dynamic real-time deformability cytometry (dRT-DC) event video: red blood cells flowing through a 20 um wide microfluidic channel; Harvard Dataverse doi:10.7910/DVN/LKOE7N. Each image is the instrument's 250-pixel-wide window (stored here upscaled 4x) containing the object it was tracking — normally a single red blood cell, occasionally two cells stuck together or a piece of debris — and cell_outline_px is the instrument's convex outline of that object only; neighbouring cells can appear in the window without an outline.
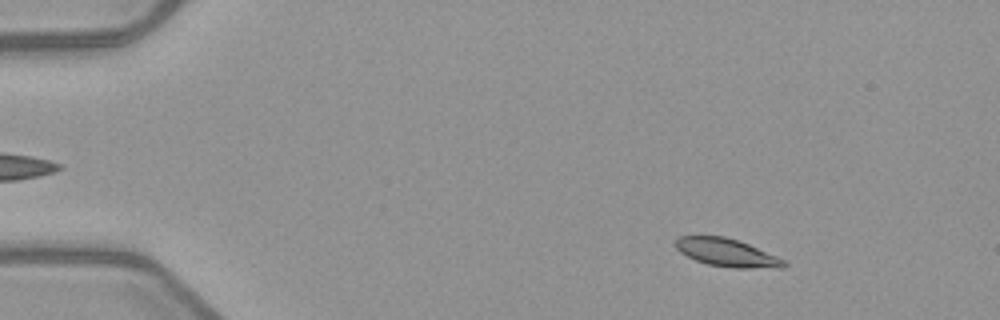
{"species": "common noctule bat (a hibernating species)", "species_latin": "Nyctalus noctula", "temperature_condition": "warm", "stored_images_in_passage": 52, "camera_frame_rate_fps": 3000, "um_per_image_px": 0.085, "animal": {"sex": "female", "body_mass_g": 21.9}, "frame": {"image": 1, "passage_image": 7, "time_ms": 2.0, "image_size_px": [1000, 320], "cell_outline_px": [[788, 264], [784, 268], [732, 268], [708, 264], [696, 260], [680, 252], [676, 248], [676, 240], [680, 236], [724, 236], [748, 244], [776, 256], [784, 260]], "centroid_in_image_um": [61.8, 21.48], "position_along_channel_um": 23.2, "area_um2": 17.46}}
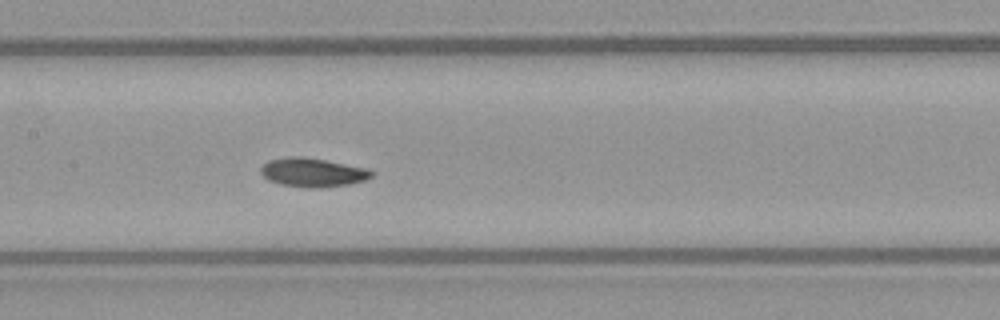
{"frame": {"image": 2, "passage_image": 26, "time_ms": 8.333, "image_size_px": [1000, 320], "cell_outline_px": [[376, 172], [372, 176], [364, 180], [348, 184], [320, 188], [308, 188], [280, 184], [268, 180], [260, 172], [260, 168], [268, 160], [292, 156], [304, 156], [368, 168]], "centroid_in_image_um": [26.59, 14.65], "position_along_channel_um": 180.8, "area_um2": 18.73}}
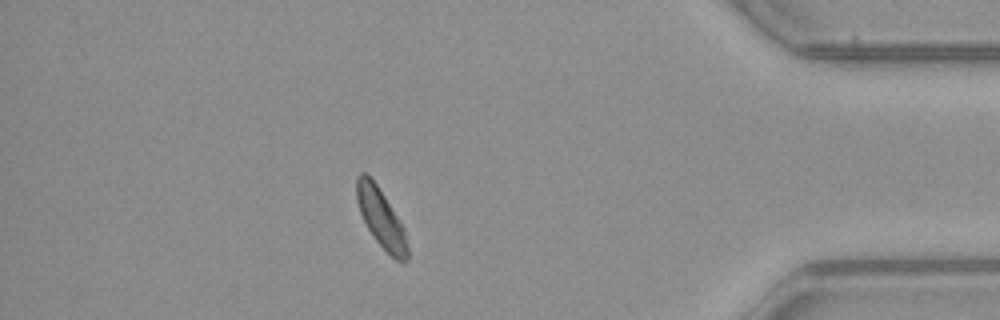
{"frame": {"image": 3, "passage_image": 46, "time_ms": 15.0, "image_size_px": [1000, 320], "cell_outline_px": [[408, 260], [404, 264], [396, 260], [372, 236], [360, 212], [356, 200], [356, 176], [360, 172], [364, 172], [376, 184], [384, 196], [404, 228], [408, 248]], "centroid_in_image_um": [32.38, 18.56], "position_along_channel_um": 402.8, "area_um2": 17.17}, "authors_computed_cell_mechanics": {"area_um2": 17.8891, "velocity_mm_per_s": 3.9453, "shape_relaxation_time_tau1_ms": 2.9628, "shape_relaxation_time_tau2_ms": null, "deformation_change_tau1": 0.0989, "deformation_change_tau2": null}}